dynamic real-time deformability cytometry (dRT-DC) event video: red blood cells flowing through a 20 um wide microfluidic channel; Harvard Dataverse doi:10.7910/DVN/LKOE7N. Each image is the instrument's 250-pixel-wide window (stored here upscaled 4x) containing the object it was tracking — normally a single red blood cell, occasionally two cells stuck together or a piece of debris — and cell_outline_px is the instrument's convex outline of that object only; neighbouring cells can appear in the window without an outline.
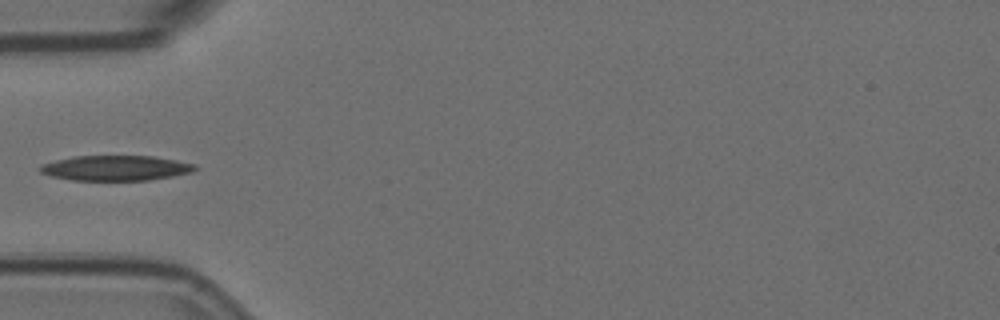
{"species": "Egyptian fruit bat (a non-hibernating species)", "species_latin": "Rousettus aegyptiacus", "temperature_condition": "room temperature", "stored_images_in_passage": 3, "camera_frame_rate_fps": 3000, "um_per_image_px": 0.085, "animal": {"sex": "female"}, "frame": {"image": 1, "passage_image": 3, "time_ms": 0.667, "image_size_px": [1000, 320], "cell_outline_px": [[196, 168], [192, 172], [172, 176], [148, 180], [72, 180], [52, 176], [40, 172], [40, 164], [72, 156], [152, 156], [176, 160], [196, 164]], "centroid_in_image_um": [9.83, 14.28], "position_along_channel_um": 75.2, "area_um2": 22.6}}